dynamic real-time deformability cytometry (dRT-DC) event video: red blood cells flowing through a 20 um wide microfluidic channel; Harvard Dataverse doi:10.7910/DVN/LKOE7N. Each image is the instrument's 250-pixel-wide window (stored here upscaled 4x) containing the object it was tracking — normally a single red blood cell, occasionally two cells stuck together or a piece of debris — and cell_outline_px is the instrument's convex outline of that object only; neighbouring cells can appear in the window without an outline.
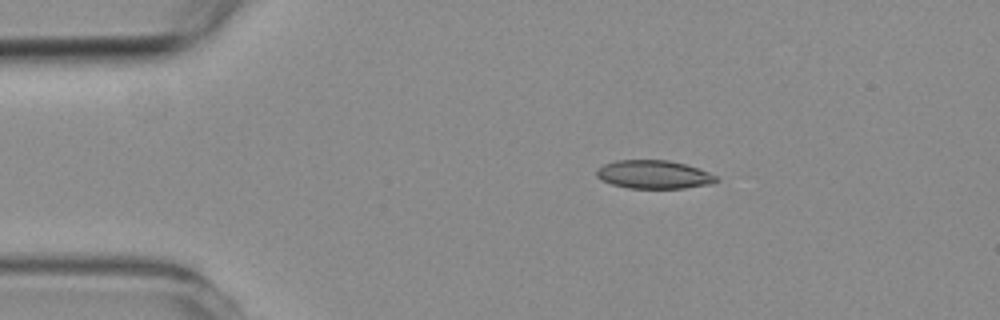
{"species": "common noctule bat (a hibernating species)", "species_latin": "Nyctalus noctula", "temperature_condition": "room temperature", "stored_images_in_passage": 3, "camera_frame_rate_fps": 3000, "um_per_image_px": 0.085, "animal": {"sex": "female", "body_mass_g": 19.3, "forearm_length_mm": 54.1}, "frame": {"image": 1, "passage_image": 1, "time_ms": 0.0, "image_size_px": [1000, 320], "cell_outline_px": [[716, 180], [712, 184], [684, 188], [628, 188], [612, 184], [600, 180], [596, 176], [596, 168], [604, 164], [616, 160], [668, 160], [684, 164], [708, 172], [716, 176]], "centroid_in_image_um": [55.51, 14.83], "position_along_channel_um": 29.5, "area_um2": 19.71}}
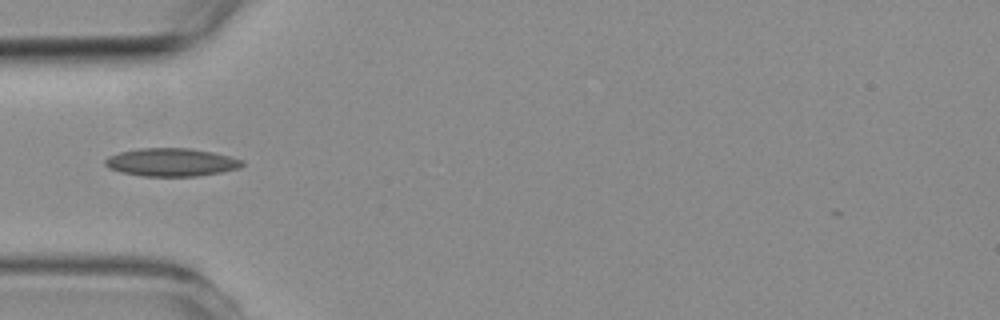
{"frame": {"image": 2, "passage_image": 3, "time_ms": 2.333, "image_size_px": [1000, 320], "cell_outline_px": [[244, 164], [240, 168], [220, 172], [196, 176], [144, 176], [120, 172], [108, 168], [104, 164], [104, 160], [108, 156], [120, 152], [140, 148], [192, 148], [212, 152], [244, 160]], "centroid_in_image_um": [14.55, 13.79], "position_along_channel_um": 70.5, "area_um2": 22.43}}